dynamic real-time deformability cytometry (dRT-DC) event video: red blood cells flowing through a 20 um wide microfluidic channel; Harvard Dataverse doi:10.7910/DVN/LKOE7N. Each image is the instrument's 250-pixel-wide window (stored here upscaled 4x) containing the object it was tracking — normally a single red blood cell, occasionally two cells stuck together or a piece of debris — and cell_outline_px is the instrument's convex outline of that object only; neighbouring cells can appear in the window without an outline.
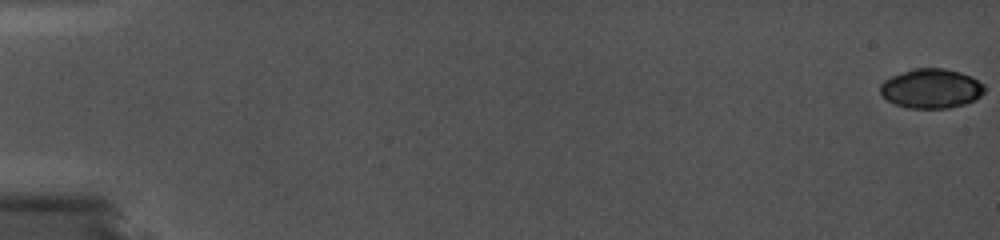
{"species": "common noctule bat (a hibernating species)", "species_latin": "Nyctalus noctula", "temperature_condition": "cold", "stored_images_in_passage": 34, "camera_frame_rate_fps": 5000, "um_per_image_px": 0.085, "animal": {"sex": "female", "body_mass_g": 19.0, "forearm_length_mm": 56.7}, "frame": {"image": 1, "passage_image": 1, "time_ms": 0.0, "image_size_px": [1000, 240], "cell_outline_px": [[984, 92], [976, 100], [964, 104], [948, 108], [908, 108], [896, 104], [888, 100], [880, 92], [880, 84], [884, 80], [892, 76], [912, 68], [944, 68], [960, 72], [972, 76], [984, 84]], "centroid_in_image_um": [79.17, 7.52], "position_along_channel_um": 5.8, "area_um2": 24.04}}
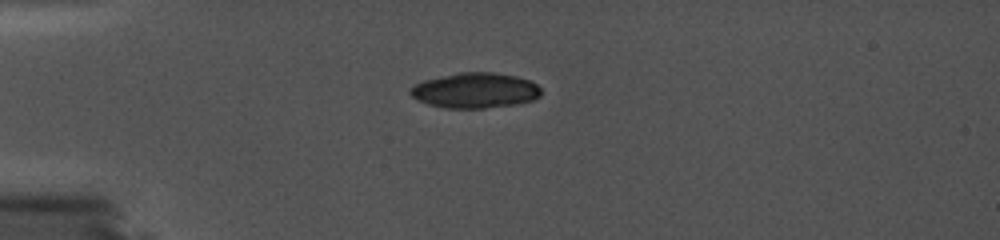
{"frame": {"image": 2, "passage_image": 27, "time_ms": 5.2, "image_size_px": [1000, 240], "cell_outline_px": [[540, 96], [532, 100], [516, 104], [484, 108], [444, 108], [428, 104], [416, 100], [408, 92], [416, 84], [424, 80], [460, 72], [492, 72], [516, 76], [528, 80], [536, 84], [540, 88]], "centroid_in_image_um": [40.37, 7.69], "position_along_channel_um": 44.6, "area_um2": 26.76}}